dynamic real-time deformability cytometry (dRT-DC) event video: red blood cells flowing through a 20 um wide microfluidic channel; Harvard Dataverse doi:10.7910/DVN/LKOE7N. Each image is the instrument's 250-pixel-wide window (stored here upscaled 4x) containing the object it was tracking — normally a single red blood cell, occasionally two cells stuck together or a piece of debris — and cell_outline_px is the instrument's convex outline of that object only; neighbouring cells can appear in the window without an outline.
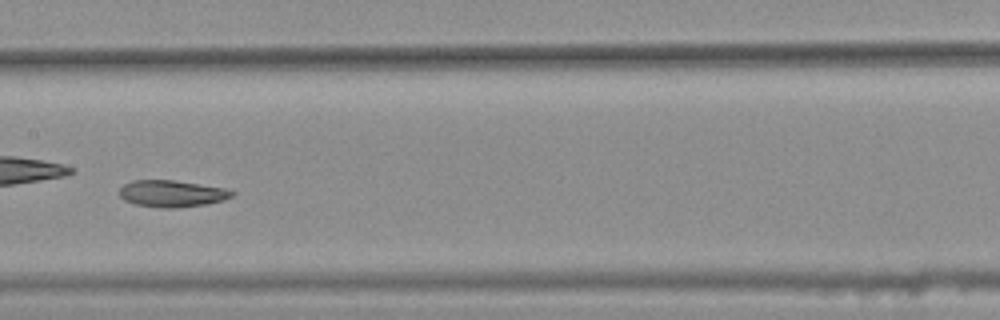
{"species": "common noctule bat (a hibernating species)", "species_latin": "Nyctalus noctula", "temperature_condition": "warm", "stored_images_in_passage": 45, "camera_frame_rate_fps": 3000, "um_per_image_px": 0.085, "animal": {"sex": "female", "body_mass_g": 25.1}, "frame": {"image": 1, "passage_image": 26, "time_ms": 8.333, "image_size_px": [1000, 320], "cell_outline_px": [[236, 192], [232, 196], [224, 200], [204, 204], [176, 208], [156, 208], [136, 204], [124, 200], [120, 196], [120, 188], [124, 184], [132, 180], [176, 180], [224, 188]], "centroid_in_image_um": [14.6, 16.45], "position_along_channel_um": 192.8, "area_um2": 17.57}}
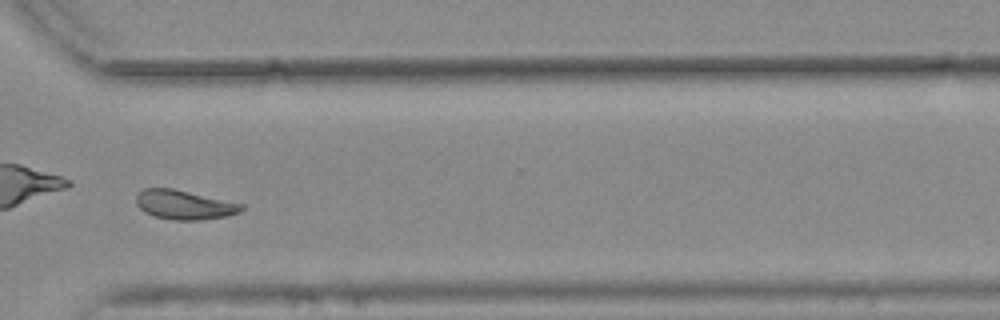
{"frame": {"image": 2, "passage_image": 39, "time_ms": 12.667, "image_size_px": [1000, 320], "cell_outline_px": [[244, 208], [240, 212], [228, 216], [200, 220], [172, 220], [156, 216], [144, 212], [136, 204], [136, 196], [144, 188], [172, 188], [244, 204]], "centroid_in_image_um": [15.68, 17.41], "position_along_channel_um": 354.9, "area_um2": 17.92}, "authors_computed_cell_mechanics": {"area_um2": 18.6694, "velocity_mm_per_s": 3.7244, "shape_relaxation_time_tau1_ms": 2.8319, "shape_relaxation_time_tau2_ms": 4.2375, "deformation_change_tau1": 0.1729, "deformation_change_tau2": 0.1029}}